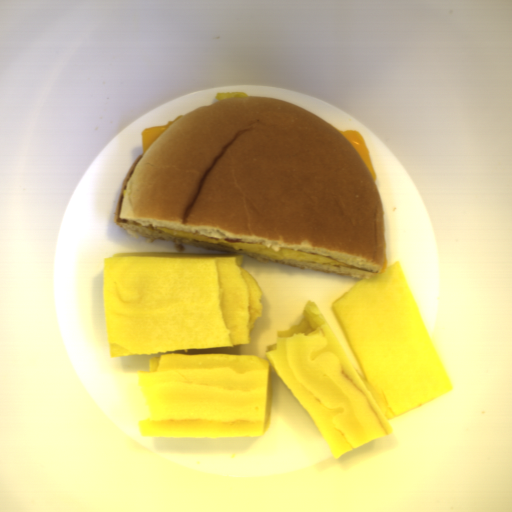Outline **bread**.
I'll list each match as a JSON object with an SVG mask.
<instances>
[{
	"label": "bread",
	"mask_w": 512,
	"mask_h": 512,
	"mask_svg": "<svg viewBox=\"0 0 512 512\" xmlns=\"http://www.w3.org/2000/svg\"><path fill=\"white\" fill-rule=\"evenodd\" d=\"M114 221L165 243L362 280L385 265L384 202L358 151L328 121L277 99L215 101L171 123L127 172ZM156 227L351 267L236 252Z\"/></svg>",
	"instance_id": "8d2b1439"
}]
</instances>
